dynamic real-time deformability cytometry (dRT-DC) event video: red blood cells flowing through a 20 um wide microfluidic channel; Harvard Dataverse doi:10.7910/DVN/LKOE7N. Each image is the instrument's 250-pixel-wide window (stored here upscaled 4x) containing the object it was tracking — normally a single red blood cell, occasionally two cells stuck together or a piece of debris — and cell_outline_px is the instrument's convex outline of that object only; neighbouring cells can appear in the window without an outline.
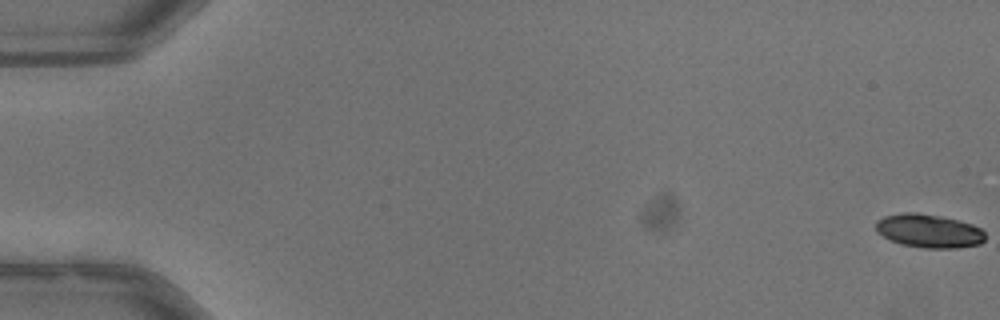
{"species": "common noctule bat (a hibernating species)", "species_latin": "Nyctalus noctula", "temperature_condition": "warm", "stored_images_in_passage": 55, "camera_frame_rate_fps": 3000, "um_per_image_px": 0.085, "animal": {"sex": "male", "body_mass_g": 13.3}, "frame": {"image": 1, "passage_image": 1, "time_ms": 0.0, "image_size_px": [1000, 320], "cell_outline_px": [[984, 240], [980, 244], [956, 248], [924, 248], [904, 244], [892, 240], [876, 232], [876, 220], [884, 216], [904, 212], [916, 212], [940, 216], [972, 224], [980, 228], [984, 232]], "centroid_in_image_um": [78.95, 19.62], "position_along_channel_um": 6.1, "area_um2": 21.21}}
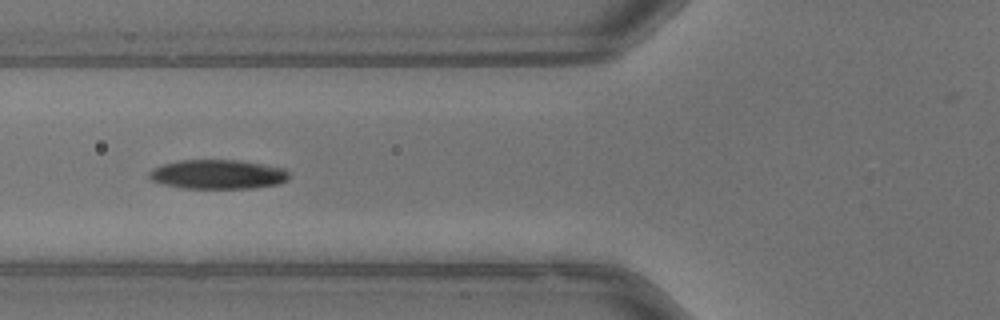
{"frame": {"image": 2, "passage_image": 22, "time_ms": 7.0, "image_size_px": [1000, 320], "cell_outline_px": [[288, 180], [276, 184], [252, 188], [184, 188], [164, 184], [152, 180], [148, 176], [148, 172], [152, 168], [164, 164], [180, 160], [236, 160], [284, 168], [288, 172]], "centroid_in_image_um": [18.48, 14.82], "position_along_channel_um": 107.3, "area_um2": 23.64}}
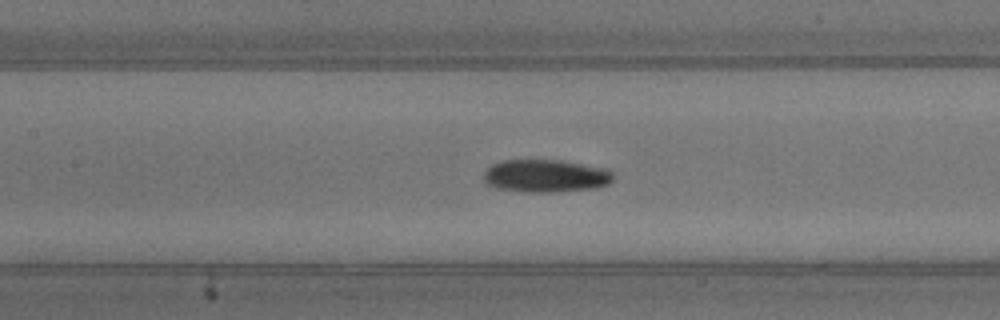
{"frame": {"image": 3, "passage_image": 26, "time_ms": 8.333, "image_size_px": [1000, 320], "cell_outline_px": [[612, 180], [608, 184], [596, 188], [552, 192], [520, 192], [496, 188], [488, 184], [484, 180], [484, 172], [492, 164], [500, 160], [560, 160], [608, 168], [612, 172]], "centroid_in_image_um": [46.38, 14.95], "position_along_channel_um": 161.0, "area_um2": 24.91}, "authors_computed_cell_mechanics": {"area_um2": 23.2356, "velocity_mm_per_s": 3.9981, "shape_relaxation_time_tau1_ms": 4.4126, "shape_relaxation_time_tau2_ms": null, "deformation_change_tau1": 0.1641, "deformation_change_tau2": null}}